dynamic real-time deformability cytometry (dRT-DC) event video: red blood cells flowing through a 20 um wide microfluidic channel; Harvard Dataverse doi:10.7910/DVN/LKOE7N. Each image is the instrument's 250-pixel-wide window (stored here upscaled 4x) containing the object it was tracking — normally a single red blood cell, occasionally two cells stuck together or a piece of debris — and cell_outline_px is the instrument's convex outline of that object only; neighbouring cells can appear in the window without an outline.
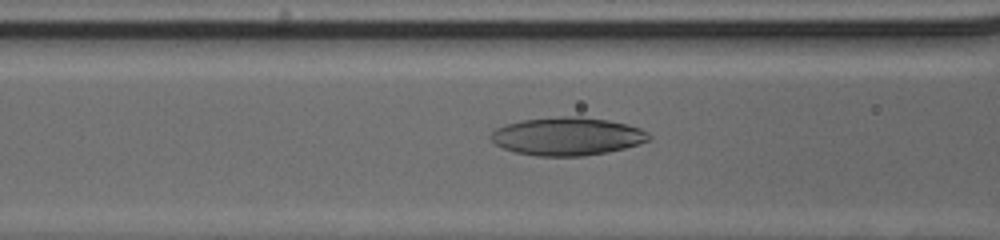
{"species": "human", "species_latin": "Homo sapiens", "temperature_condition": "cold", "stored_images_in_passage": 49, "camera_frame_rate_fps": 3000, "um_per_image_px": 0.085, "donor": {"sex": "male"}, "frame": {"image": 1, "passage_image": 21, "time_ms": 6.667, "image_size_px": [1000, 240], "cell_outline_px": [[652, 140], [624, 148], [608, 152], [584, 156], [536, 156], [516, 152], [504, 148], [496, 144], [488, 136], [496, 128], [504, 124], [520, 120], [560, 116], [580, 116], [608, 120], [628, 124], [640, 128], [648, 132], [652, 136]], "centroid_in_image_um": [48.23, 11.58], "position_along_channel_um": 118.4, "area_um2": 35.37}}
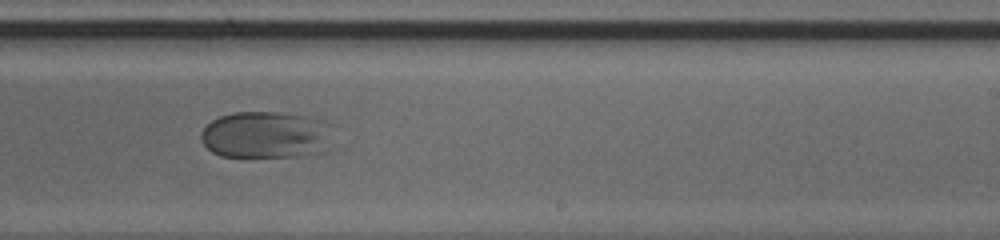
{"frame": {"image": 2, "passage_image": 32, "time_ms": 10.333, "image_size_px": [1000, 240], "cell_outline_px": [[328, 124], [320, 152], [304, 156], [220, 156], [212, 152], [200, 140], [200, 132], [212, 120], [220, 116], [232, 112], [276, 112], [304, 116], [328, 120]], "centroid_in_image_um": [22.46, 11.44], "position_along_channel_um": 266.5, "area_um2": 35.26}}
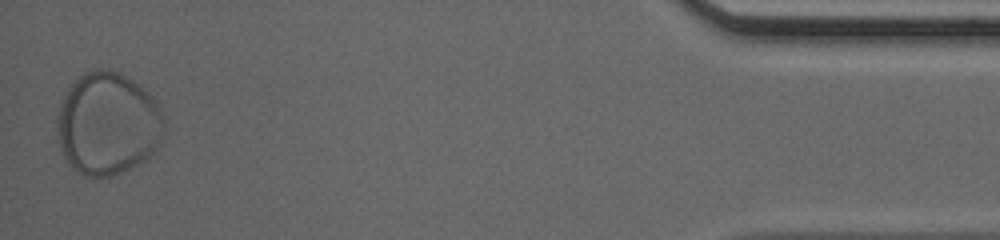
{"frame": {"image": 3, "passage_image": 49, "time_ms": 16.0, "image_size_px": [1000, 240], "cell_outline_px": [[164, 136], [156, 152], [140, 164], [112, 176], [84, 176], [72, 168], [68, 164], [60, 148], [56, 124], [56, 120], [60, 104], [68, 88], [84, 72], [96, 68], [104, 68], [120, 72], [144, 88], [152, 96], [160, 108], [164, 116]], "centroid_in_image_um": [9.18, 10.52], "position_along_channel_um": 426.0, "area_um2": 64.79}, "authors_computed_cell_mechanics": {"area_um2": 43.8702, "velocity_mm_per_s": 4.0514, "shape_relaxation_time_tau1_ms": 5.8114, "shape_relaxation_time_tau2_ms": null, "deformation_change_tau1": 0.2174, "deformation_change_tau2": null}}